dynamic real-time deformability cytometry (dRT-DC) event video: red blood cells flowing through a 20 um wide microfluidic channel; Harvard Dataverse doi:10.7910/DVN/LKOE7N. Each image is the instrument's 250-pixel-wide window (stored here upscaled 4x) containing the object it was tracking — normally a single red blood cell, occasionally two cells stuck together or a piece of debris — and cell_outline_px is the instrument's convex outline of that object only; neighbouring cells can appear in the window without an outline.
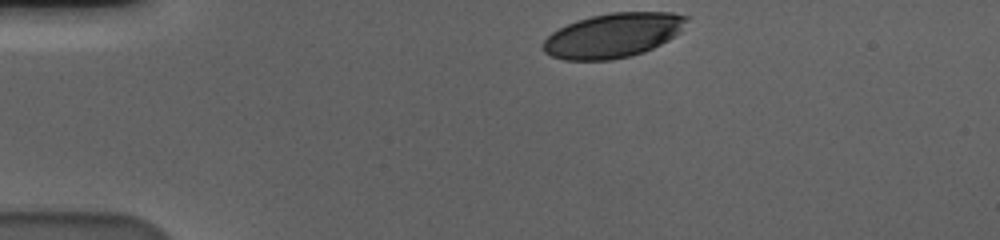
{"species": "human", "species_latin": "Homo sapiens", "temperature_condition": "cold", "stored_images_in_passage": 38, "camera_frame_rate_fps": 3000, "um_per_image_px": 0.085, "donor": {"sex": "male"}, "frame": {"image": 1, "passage_image": 1, "time_ms": 0.0, "image_size_px": [1000, 240], "cell_outline_px": [[688, 20], [680, 32], [668, 40], [644, 52], [612, 60], [564, 60], [552, 56], [544, 52], [540, 48], [544, 40], [552, 32], [576, 20], [608, 12], [672, 12], [688, 16]], "centroid_in_image_um": [52.1, 3.0], "position_along_channel_um": 32.9, "area_um2": 37.22}}
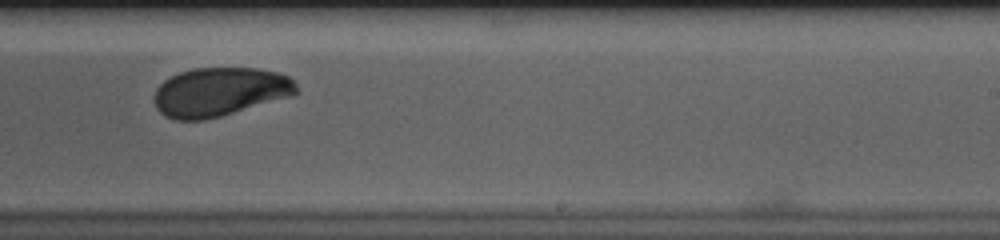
{"frame": {"image": 2, "passage_image": 26, "time_ms": 8.333, "image_size_px": [1000, 240], "cell_outline_px": [[296, 96], [220, 116], [204, 120], [176, 120], [164, 116], [156, 108], [156, 88], [164, 80], [180, 72], [196, 68], [256, 68], [276, 72], [288, 76], [296, 84]], "centroid_in_image_um": [18.71, 7.82], "position_along_channel_um": 270.3, "area_um2": 40.46}}
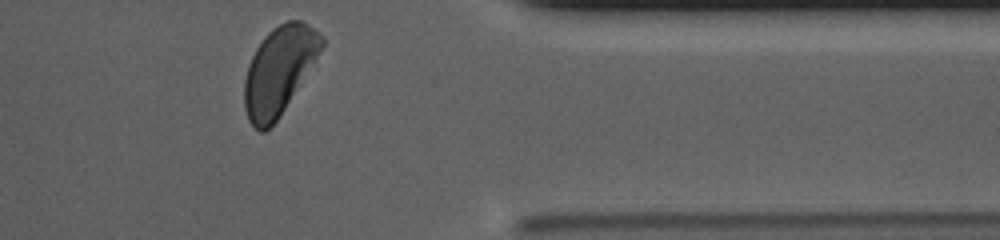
{"frame": {"image": 3, "passage_image": 37, "time_ms": 12.0, "image_size_px": [1000, 240], "cell_outline_px": [[324, 44], [280, 116], [264, 132], [260, 132], [248, 120], [244, 108], [244, 80], [248, 64], [256, 48], [264, 36], [268, 32], [280, 24], [288, 20], [300, 20], [308, 24], [324, 36]], "centroid_in_image_um": [23.69, 5.98], "position_along_channel_um": 387.7, "area_um2": 38.9}, "authors_computed_cell_mechanics": {"area_um2": 41.2114, "velocity_mm_per_s": 3.5678, "shape_relaxation_time_tau1_ms": 3.8031, "shape_relaxation_time_tau2_ms": 1.6291, "deformation_change_tau1": 0.1371, "deformation_change_tau2": 0.055}}